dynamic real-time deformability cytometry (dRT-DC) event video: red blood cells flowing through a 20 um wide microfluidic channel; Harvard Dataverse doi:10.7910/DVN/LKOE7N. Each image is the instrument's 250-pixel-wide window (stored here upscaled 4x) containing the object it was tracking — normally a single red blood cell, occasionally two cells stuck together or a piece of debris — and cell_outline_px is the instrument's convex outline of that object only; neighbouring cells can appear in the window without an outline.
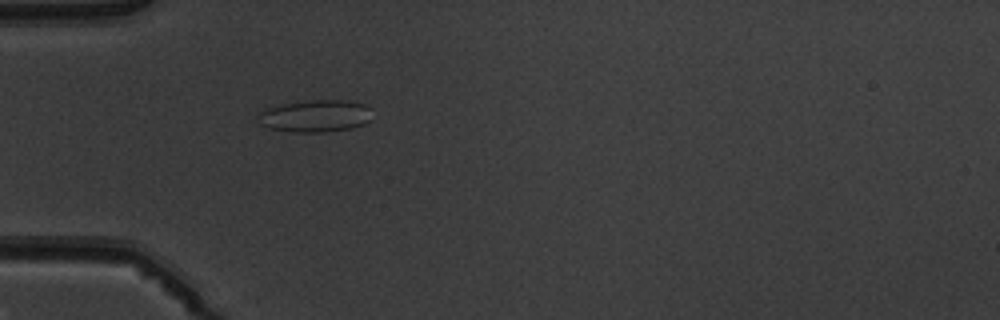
{"species": "common noctule bat (a hibernating species)", "species_latin": "Nyctalus noctula", "temperature_condition": "warm", "stored_images_in_passage": 5, "camera_frame_rate_fps": 3000, "um_per_image_px": 0.085, "animal": {"sex": "male", "body_mass_g": 19.5, "forearm_length_mm": 54.6}, "frame": {"image": 1, "passage_image": 5, "time_ms": 4.667, "image_size_px": [1000, 320], "cell_outline_px": [[368, 120], [364, 124], [352, 128], [324, 132], [296, 132], [268, 128], [260, 124], [260, 112], [268, 108], [280, 104], [312, 100], [344, 100], [364, 104], [368, 108]], "centroid_in_image_um": [26.78, 9.86], "position_along_channel_um": 58.2, "area_um2": 20.98}}